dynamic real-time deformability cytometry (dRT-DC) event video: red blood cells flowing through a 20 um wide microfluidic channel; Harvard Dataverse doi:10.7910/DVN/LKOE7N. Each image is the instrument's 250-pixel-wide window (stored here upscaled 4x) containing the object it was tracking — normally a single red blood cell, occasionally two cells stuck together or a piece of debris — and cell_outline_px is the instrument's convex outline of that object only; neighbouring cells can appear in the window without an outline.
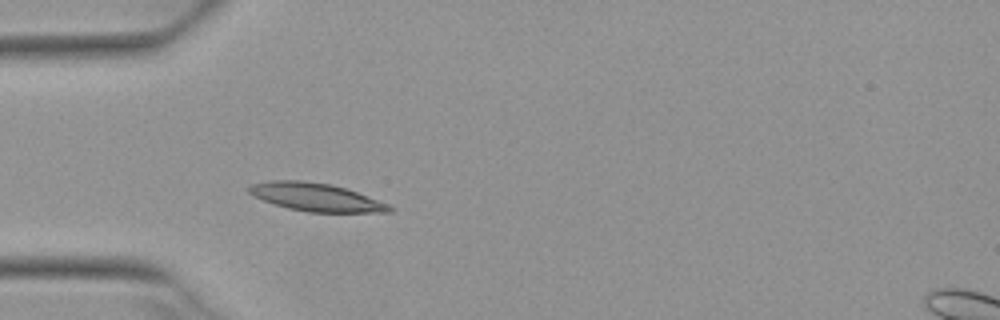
{"species": "Egyptian fruit bat (a non-hibernating species)", "species_latin": "Rousettus aegyptiacus", "temperature_condition": "warm", "stored_images_in_passage": 3, "camera_frame_rate_fps": 3000, "um_per_image_px": 0.085, "animal": {"sex": "female"}, "frame": {"image": 1, "passage_image": 3, "time_ms": 0.667, "image_size_px": [1000, 320], "cell_outline_px": [[396, 208], [392, 212], [308, 212], [288, 208], [252, 196], [244, 188], [248, 184], [272, 180], [300, 180], [332, 184], [356, 192], [388, 204]], "centroid_in_image_um": [26.8, 16.75], "position_along_channel_um": 58.2, "area_um2": 23.0}}